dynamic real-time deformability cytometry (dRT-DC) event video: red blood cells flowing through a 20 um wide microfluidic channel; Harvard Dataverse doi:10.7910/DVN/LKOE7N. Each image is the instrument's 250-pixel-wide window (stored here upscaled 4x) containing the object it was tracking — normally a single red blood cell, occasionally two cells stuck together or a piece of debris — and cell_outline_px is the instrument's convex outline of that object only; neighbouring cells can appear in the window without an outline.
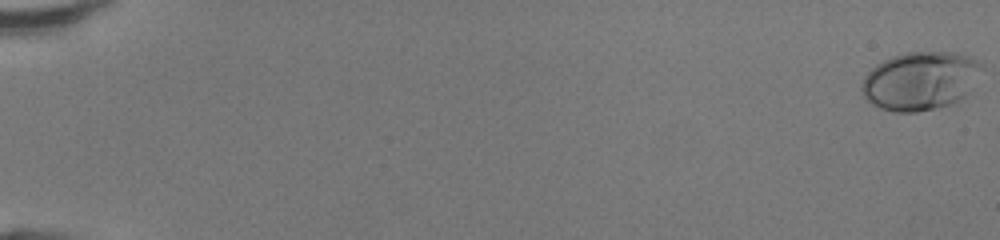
{"species": "human", "species_latin": "Homo sapiens", "temperature_condition": "room temperature", "stored_images_in_passage": 50, "camera_frame_rate_fps": 3000, "um_per_image_px": 0.085, "donor": {"sex": "female"}, "frame": {"image": 1, "passage_image": 1, "time_ms": 0.0, "image_size_px": [1000, 240], "cell_outline_px": [[984, 68], [964, 96], [956, 104], [916, 112], [892, 112], [880, 108], [872, 104], [864, 96], [860, 88], [864, 76], [876, 64], [892, 56], [908, 52], [956, 52], [968, 56], [984, 64]], "centroid_in_image_um": [78.23, 6.87], "position_along_channel_um": 6.8, "area_um2": 41.1}}
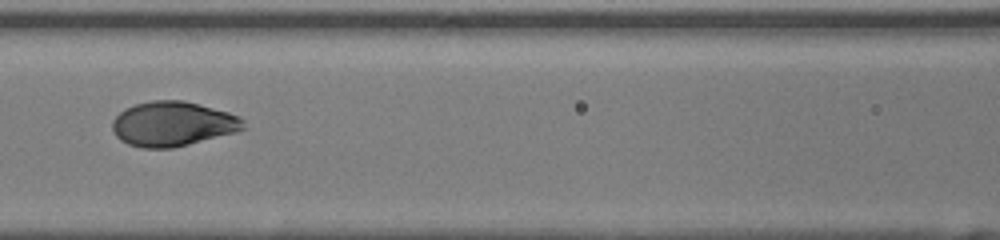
{"frame": {"image": 2, "passage_image": 25, "time_ms": 8.0, "image_size_px": [1000, 240], "cell_outline_px": [[244, 128], [236, 132], [172, 148], [140, 148], [128, 144], [120, 140], [116, 136], [112, 128], [112, 120], [124, 108], [136, 104], [152, 100], [184, 100], [228, 112], [240, 116], [244, 120]], "centroid_in_image_um": [14.66, 10.53], "position_along_channel_um": 151.9, "area_um2": 34.16}}
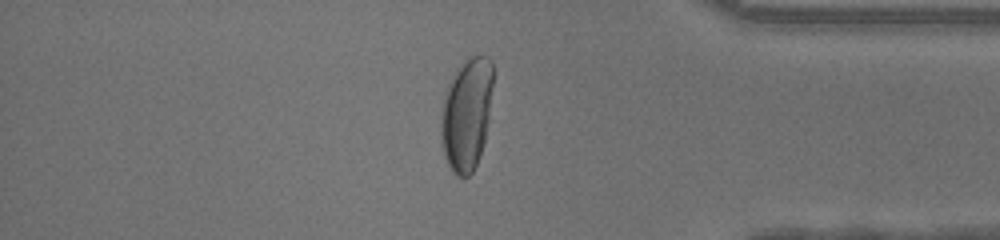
{"frame": {"image": 3, "passage_image": 43, "time_ms": 14.0, "image_size_px": [1000, 240], "cell_outline_px": [[492, 84], [488, 120], [484, 140], [480, 156], [472, 172], [468, 176], [456, 176], [452, 172], [444, 156], [440, 140], [440, 108], [444, 92], [456, 68], [460, 64], [472, 56], [488, 56], [492, 60]], "centroid_in_image_um": [39.61, 9.7], "position_along_channel_um": 395.6, "area_um2": 34.45}, "authors_computed_cell_mechanics": {"area_um2": 34.8823, "velocity_mm_per_s": 4.3204, "shape_relaxation_time_tau1_ms": 3.8182, "shape_relaxation_time_tau2_ms": null, "deformation_change_tau1": 0.1896, "deformation_change_tau2": null}}